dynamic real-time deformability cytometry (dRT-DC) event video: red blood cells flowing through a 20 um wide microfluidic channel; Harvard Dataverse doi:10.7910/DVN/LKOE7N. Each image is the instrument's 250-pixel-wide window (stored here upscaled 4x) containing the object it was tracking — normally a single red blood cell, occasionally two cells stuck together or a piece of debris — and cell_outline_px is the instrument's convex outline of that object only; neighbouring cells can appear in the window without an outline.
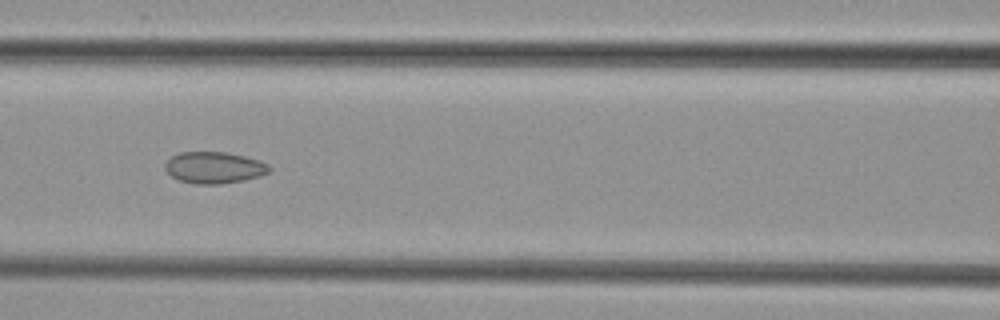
{"species": "common noctule bat (a hibernating species)", "species_latin": "Nyctalus noctula", "temperature_condition": "cold", "stored_images_in_passage": 7, "camera_frame_rate_fps": 3000, "um_per_image_px": 0.085, "animal": {"sex": "female", "body_mass_g": 29.2, "forearm_length_mm": 56.3}, "frame": {"image": 1, "passage_image": 5, "time_ms": 4.667, "image_size_px": [1000, 320], "cell_outline_px": [[272, 168], [268, 172], [260, 176], [244, 180], [220, 184], [196, 184], [180, 180], [172, 176], [164, 168], [164, 164], [172, 156], [180, 152], [224, 152], [244, 156], [268, 164]], "centroid_in_image_um": [18.2, 14.25], "position_along_channel_um": 148.4, "area_um2": 19.02}}
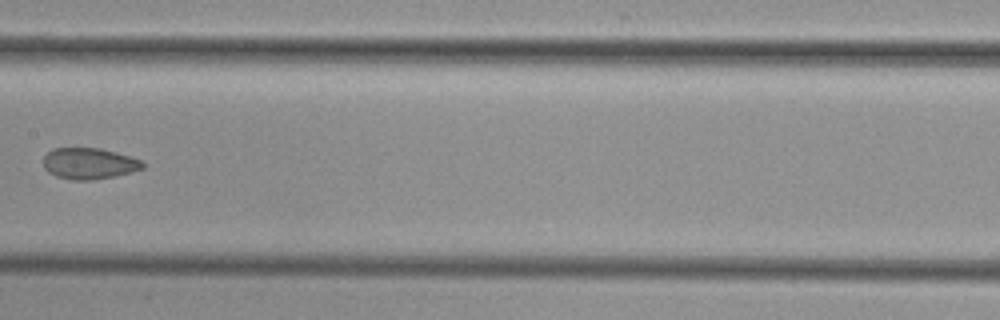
{"frame": {"image": 2, "passage_image": 6, "time_ms": 6.0, "image_size_px": [1000, 320], "cell_outline_px": [[144, 168], [132, 172], [116, 176], [92, 180], [72, 180], [56, 176], [48, 172], [44, 168], [44, 156], [52, 148], [100, 148], [116, 152], [144, 160]], "centroid_in_image_um": [7.6, 13.9], "position_along_channel_um": 199.8, "area_um2": 18.26}}
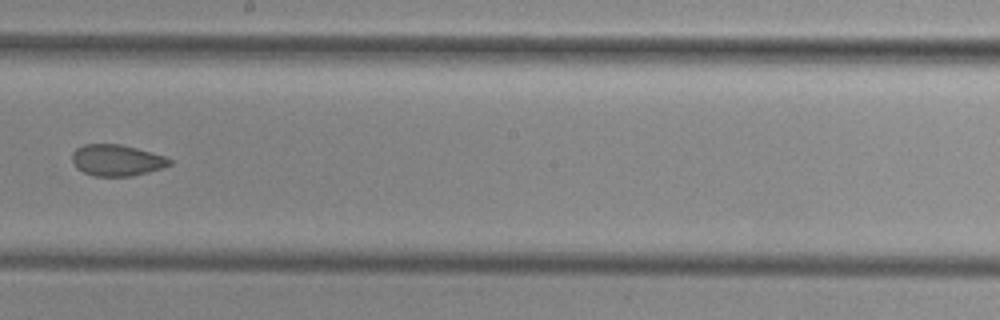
{"frame": {"image": 3, "passage_image": 7, "time_ms": 7.0, "image_size_px": [1000, 320], "cell_outline_px": [[172, 164], [164, 168], [132, 176], [96, 176], [84, 172], [76, 168], [72, 164], [72, 152], [76, 148], [84, 144], [120, 144], [136, 148], [164, 156], [172, 160]], "centroid_in_image_um": [9.91, 13.62], "position_along_channel_um": 238.3, "area_um2": 17.86}}